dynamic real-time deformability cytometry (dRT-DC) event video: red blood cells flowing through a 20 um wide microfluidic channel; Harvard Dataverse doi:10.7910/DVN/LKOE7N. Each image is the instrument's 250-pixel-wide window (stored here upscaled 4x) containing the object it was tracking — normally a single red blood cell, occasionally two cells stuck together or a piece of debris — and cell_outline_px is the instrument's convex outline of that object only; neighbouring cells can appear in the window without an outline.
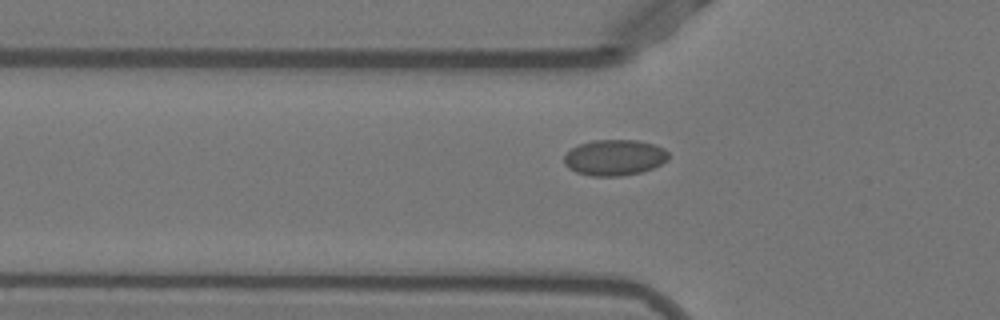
{"species": "Egyptian fruit bat (a non-hibernating species)", "species_latin": "Rousettus aegyptiacus", "temperature_condition": "warm", "stored_images_in_passage": 36, "camera_frame_rate_fps": 3000, "um_per_image_px": 0.085, "animal": {"sex": "female"}, "frame": {"image": 1, "passage_image": 3, "time_ms": 0.667, "image_size_px": [1000, 320], "cell_outline_px": [[668, 160], [652, 168], [640, 172], [620, 176], [592, 176], [576, 172], [568, 168], [564, 164], [564, 156], [572, 148], [580, 144], [592, 140], [640, 140], [656, 144], [664, 148], [668, 152]], "centroid_in_image_um": [52.24, 13.38], "position_along_channel_um": 73.6, "area_um2": 21.91}}
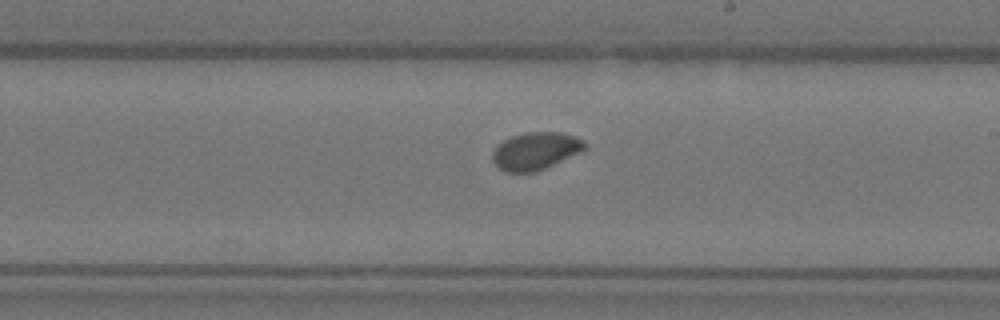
{"frame": {"image": 2, "passage_image": 16, "time_ms": 5.0, "image_size_px": [1000, 320], "cell_outline_px": [[588, 148], [580, 152], [536, 172], [504, 172], [492, 160], [492, 152], [496, 144], [512, 136], [524, 132], [560, 132], [576, 136], [584, 140], [588, 144]], "centroid_in_image_um": [45.53, 12.82], "position_along_channel_um": 243.5, "area_um2": 20.35}}
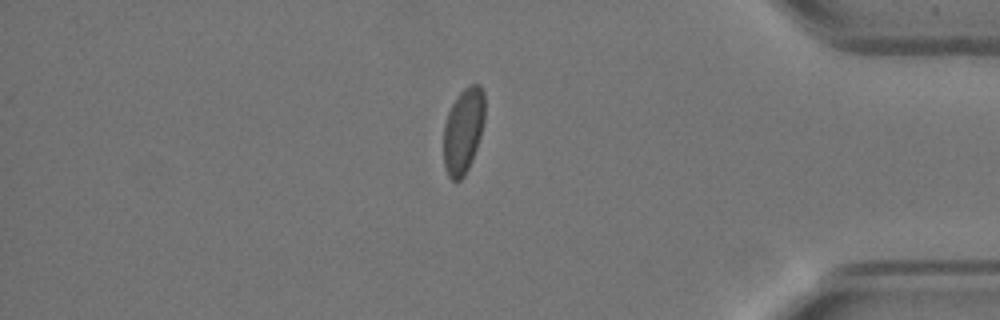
{"frame": {"image": 3, "passage_image": 30, "time_ms": 9.667, "image_size_px": [1000, 320], "cell_outline_px": [[484, 120], [480, 136], [476, 148], [468, 168], [464, 176], [460, 180], [452, 180], [448, 176], [444, 168], [444, 124], [448, 112], [452, 104], [460, 92], [464, 88], [472, 84], [480, 84], [484, 92]], "centroid_in_image_um": [39.37, 11.1], "position_along_channel_um": 395.8, "area_um2": 20.4}, "authors_computed_cell_mechanics": {"area_um2": 20.5479, "velocity_mm_per_s": 3.9009, "shape_relaxation_time_tau1_ms": 6.0016, "shape_relaxation_time_tau2_ms": null, "deformation_change_tau1": 0.0687, "deformation_change_tau2": null}}